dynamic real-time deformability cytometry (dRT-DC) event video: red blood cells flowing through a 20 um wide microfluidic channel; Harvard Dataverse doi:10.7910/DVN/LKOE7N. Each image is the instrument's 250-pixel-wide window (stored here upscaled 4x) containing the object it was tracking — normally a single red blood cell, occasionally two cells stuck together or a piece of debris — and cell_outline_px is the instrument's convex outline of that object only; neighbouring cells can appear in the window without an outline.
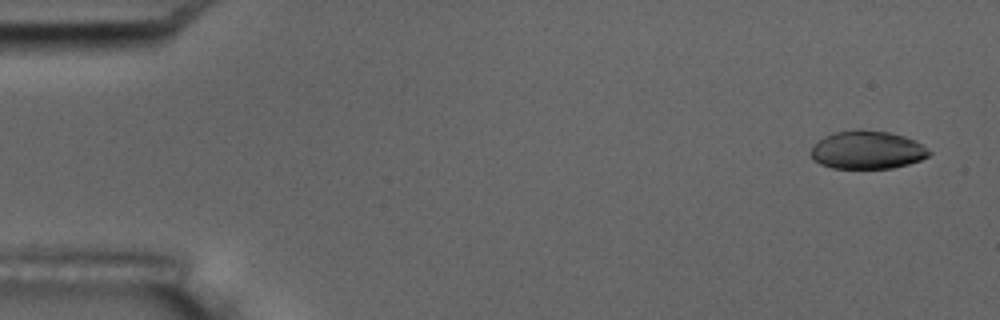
{"species": "common noctule bat (a hibernating species)", "species_latin": "Nyctalus noctula", "temperature_condition": "room temperature", "stored_images_in_passage": 6, "camera_frame_rate_fps": 3000, "um_per_image_px": 0.085, "animal": {"sex": "male", "body_mass_g": 17.5, "forearm_length_mm": 52.3}, "frame": {"image": 1, "passage_image": 1, "time_ms": 0.0, "image_size_px": [1000, 320], "cell_outline_px": [[932, 152], [928, 156], [920, 160], [908, 164], [892, 168], [832, 168], [820, 164], [812, 160], [808, 152], [824, 136], [832, 132], [856, 128], [860, 128], [888, 132], [904, 136], [920, 144]], "centroid_in_image_um": [73.66, 12.73], "position_along_channel_um": 11.3, "area_um2": 26.47}}
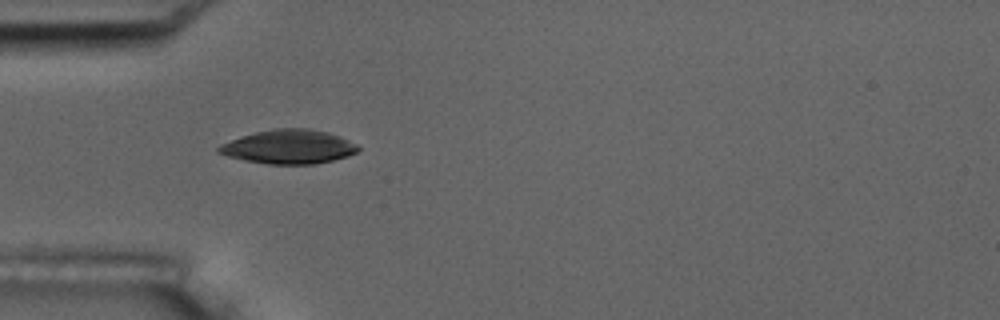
{"frame": {"image": 2, "passage_image": 5, "time_ms": 4.667, "image_size_px": [1000, 320], "cell_outline_px": [[360, 148], [356, 152], [348, 156], [332, 160], [312, 164], [268, 164], [244, 160], [228, 156], [216, 152], [216, 148], [220, 144], [256, 132], [276, 128], [308, 128], [328, 132], [340, 136], [356, 144]], "centroid_in_image_um": [24.55, 12.47], "position_along_channel_um": 60.5, "area_um2": 27.46}}